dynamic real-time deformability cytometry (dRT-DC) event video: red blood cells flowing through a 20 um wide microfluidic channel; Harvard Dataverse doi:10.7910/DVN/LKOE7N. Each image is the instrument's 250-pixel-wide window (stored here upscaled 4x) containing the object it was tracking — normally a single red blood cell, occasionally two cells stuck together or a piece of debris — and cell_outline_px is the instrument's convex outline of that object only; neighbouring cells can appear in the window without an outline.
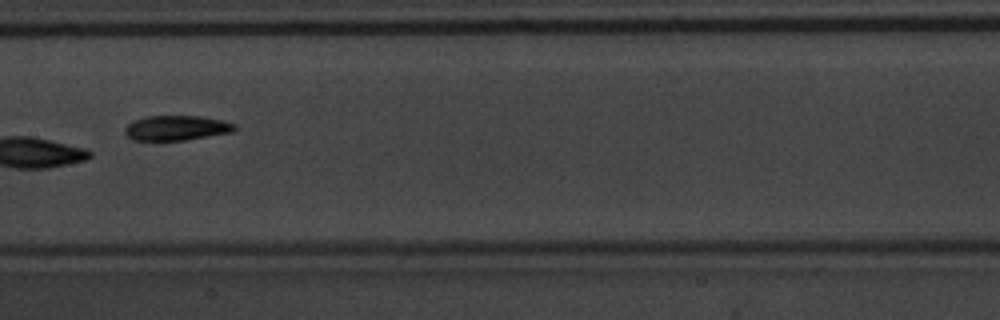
{"species": "common noctule bat (a hibernating species)", "species_latin": "Nyctalus noctula", "temperature_condition": "warm", "stored_images_in_passage": 7, "camera_frame_rate_fps": 3000, "um_per_image_px": 0.085, "animal": {"sex": "male", "body_mass_g": 20.1, "forearm_length_mm": 53.5}, "frame": {"image": 1, "passage_image": 7, "time_ms": 2.0, "image_size_px": [1000, 320], "cell_outline_px": [[236, 128], [232, 132], [184, 140], [132, 140], [124, 132], [124, 128], [128, 124], [144, 116], [200, 116], [220, 120], [236, 124]], "centroid_in_image_um": [14.98, 10.87], "position_along_channel_um": 192.4, "area_um2": 15.78}}